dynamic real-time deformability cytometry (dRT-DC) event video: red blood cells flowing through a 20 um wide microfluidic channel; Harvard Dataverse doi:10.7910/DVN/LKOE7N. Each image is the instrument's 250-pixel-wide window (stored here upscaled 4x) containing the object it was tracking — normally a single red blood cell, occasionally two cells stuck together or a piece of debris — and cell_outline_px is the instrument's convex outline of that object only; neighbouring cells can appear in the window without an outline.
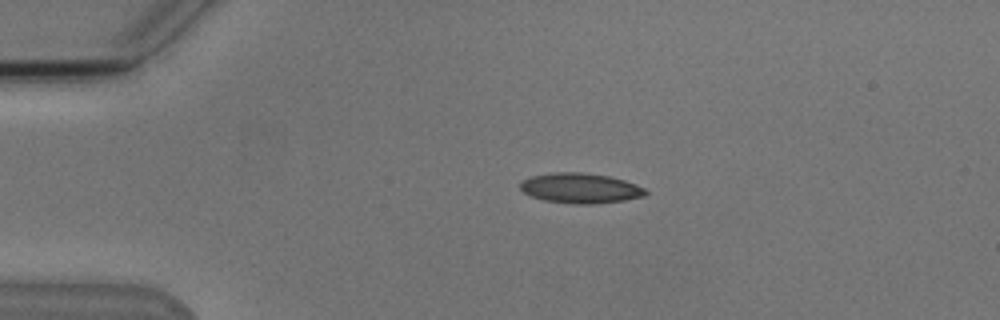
{"species": "Egyptian fruit bat (a non-hibernating species)", "species_latin": "Rousettus aegyptiacus", "temperature_condition": "cold", "stored_images_in_passage": 4, "camera_frame_rate_fps": 3000, "um_per_image_px": 0.085, "animal": {"sex": "male"}, "frame": {"image": 1, "passage_image": 3, "time_ms": 3.333, "image_size_px": [1000, 320], "cell_outline_px": [[648, 192], [644, 196], [624, 200], [588, 204], [580, 204], [544, 200], [532, 196], [524, 192], [520, 188], [520, 184], [524, 180], [532, 176], [552, 172], [580, 172], [608, 176], [624, 180], [636, 184], [644, 188]], "centroid_in_image_um": [49.34, 15.98], "position_along_channel_um": 35.7, "area_um2": 21.68}}